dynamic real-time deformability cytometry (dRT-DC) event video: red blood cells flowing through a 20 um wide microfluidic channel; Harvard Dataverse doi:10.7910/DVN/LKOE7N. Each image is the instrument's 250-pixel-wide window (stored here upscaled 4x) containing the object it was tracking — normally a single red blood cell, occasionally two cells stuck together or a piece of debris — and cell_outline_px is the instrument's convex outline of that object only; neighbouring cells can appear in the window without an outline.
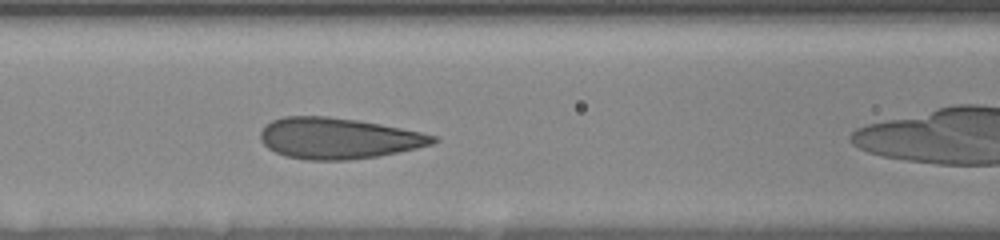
{"species": "human", "species_latin": "Homo sapiens", "temperature_condition": "room temperature", "stored_images_in_passage": 31, "camera_frame_rate_fps": 3000, "um_per_image_px": 0.085, "donor": {"sex": "female"}, "frame": {"image": 1, "passage_image": 7, "time_ms": 2.333, "image_size_px": [1000, 240], "cell_outline_px": [[440, 140], [432, 144], [416, 148], [376, 156], [348, 160], [304, 160], [284, 156], [268, 148], [260, 140], [260, 132], [272, 120], [284, 116], [328, 116], [356, 120], [380, 124], [420, 132], [436, 136]], "centroid_in_image_um": [28.72, 11.76], "position_along_channel_um": 137.9, "area_um2": 41.04}}
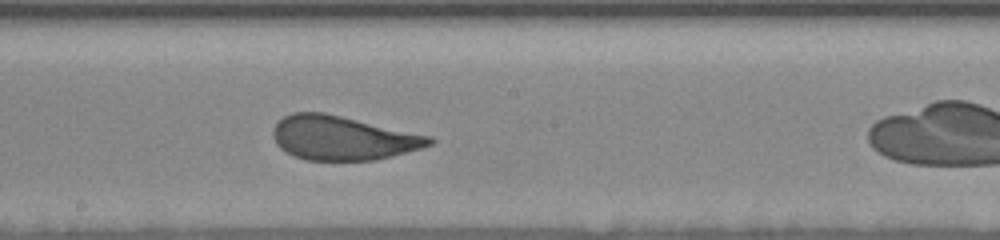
{"frame": {"image": 2, "passage_image": 14, "time_ms": 4.667, "image_size_px": [1000, 240], "cell_outline_px": [[436, 140], [432, 144], [420, 148], [392, 156], [372, 160], [308, 160], [296, 156], [280, 148], [276, 144], [272, 136], [272, 128], [284, 116], [292, 112], [324, 112], [432, 136]], "centroid_in_image_um": [29.12, 11.71], "position_along_channel_um": 219.1, "area_um2": 40.06}}
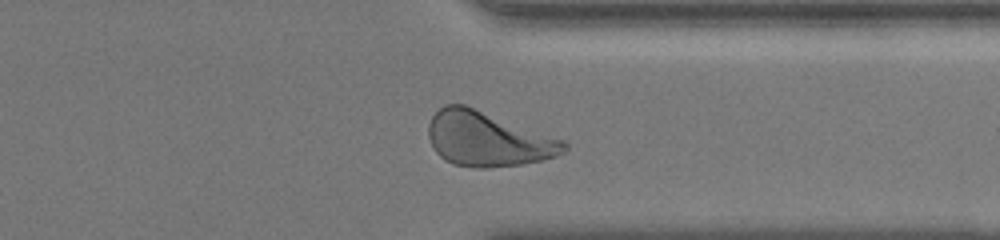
{"frame": {"image": 3, "passage_image": 26, "time_ms": 9.0, "image_size_px": [1000, 240], "cell_outline_px": [[568, 148], [564, 152], [556, 156], [540, 160], [520, 164], [488, 168], [476, 168], [452, 164], [444, 160], [436, 152], [428, 136], [428, 124], [432, 116], [444, 104], [464, 104], [564, 140], [568, 144]], "centroid_in_image_um": [41.44, 11.82], "position_along_channel_um": 370.0, "area_um2": 43.06}}